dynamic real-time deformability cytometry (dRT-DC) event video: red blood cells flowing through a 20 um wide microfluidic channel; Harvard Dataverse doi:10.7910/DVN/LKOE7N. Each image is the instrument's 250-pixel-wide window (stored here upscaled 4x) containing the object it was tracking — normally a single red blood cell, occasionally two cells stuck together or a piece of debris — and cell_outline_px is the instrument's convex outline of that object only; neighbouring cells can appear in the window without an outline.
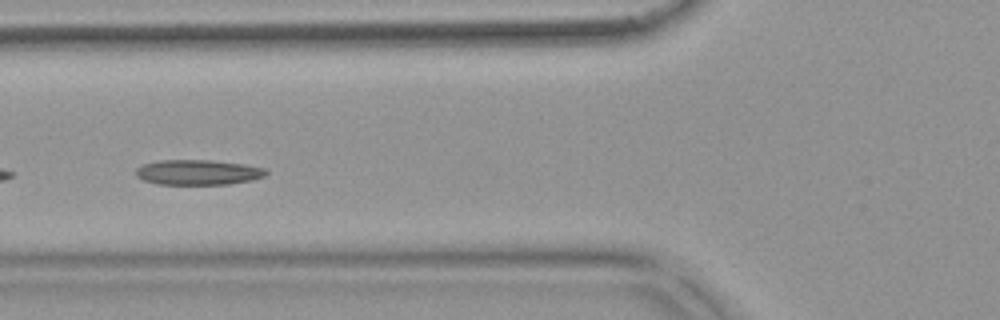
{"species": "common noctule bat (a hibernating species)", "species_latin": "Nyctalus noctula", "temperature_condition": "warm", "stored_images_in_passage": 8, "camera_frame_rate_fps": 3000, "um_per_image_px": 0.085, "animal": {"sex": "female", "body_mass_g": 18.4}, "frame": {"image": 1, "passage_image": 5, "time_ms": 1.333, "image_size_px": [1000, 320], "cell_outline_px": [[268, 172], [264, 176], [252, 180], [228, 184], [156, 184], [144, 180], [136, 176], [136, 168], [140, 164], [160, 160], [212, 160], [244, 164], [264, 168]], "centroid_in_image_um": [16.8, 14.64], "position_along_channel_um": 109.0, "area_um2": 19.13}}